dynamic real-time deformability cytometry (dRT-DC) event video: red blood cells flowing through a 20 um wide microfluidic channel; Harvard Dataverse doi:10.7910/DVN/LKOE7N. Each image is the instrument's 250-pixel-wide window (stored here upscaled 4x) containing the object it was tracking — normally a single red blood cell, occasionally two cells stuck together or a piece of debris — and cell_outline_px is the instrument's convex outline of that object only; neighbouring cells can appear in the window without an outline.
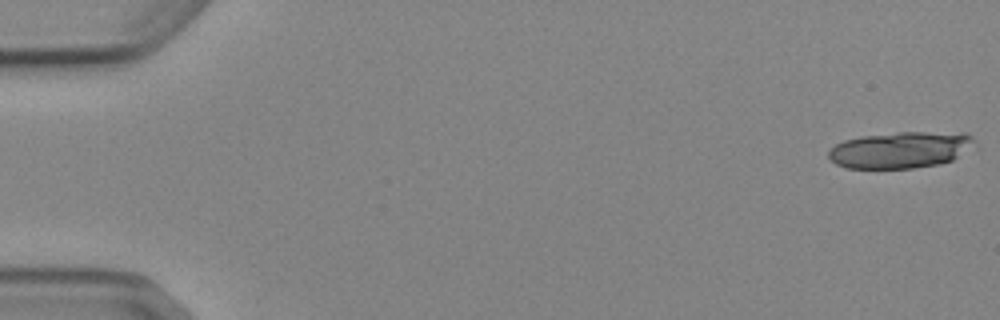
{"species": "Egyptian fruit bat (a non-hibernating species)", "species_latin": "Rousettus aegyptiacus", "temperature_condition": "cold", "stored_images_in_passage": 8, "segment_of_instrument_passage": [1, 2], "camera_frame_rate_fps": 3000, "um_per_image_px": 0.085, "animal": {"sex": "female"}, "frame": {"image": 1, "passage_image": 1, "time_ms": 0.0, "image_size_px": [1000, 320], "cell_outline_px": [[980, 148], [952, 160], [940, 164], [912, 168], [848, 168], [836, 164], [828, 156], [828, 152], [836, 144], [844, 140], [860, 136], [900, 132], [968, 132], [976, 140]], "centroid_in_image_um": [76.7, 12.72], "position_along_channel_um": 8.3, "area_um2": 31.79}}